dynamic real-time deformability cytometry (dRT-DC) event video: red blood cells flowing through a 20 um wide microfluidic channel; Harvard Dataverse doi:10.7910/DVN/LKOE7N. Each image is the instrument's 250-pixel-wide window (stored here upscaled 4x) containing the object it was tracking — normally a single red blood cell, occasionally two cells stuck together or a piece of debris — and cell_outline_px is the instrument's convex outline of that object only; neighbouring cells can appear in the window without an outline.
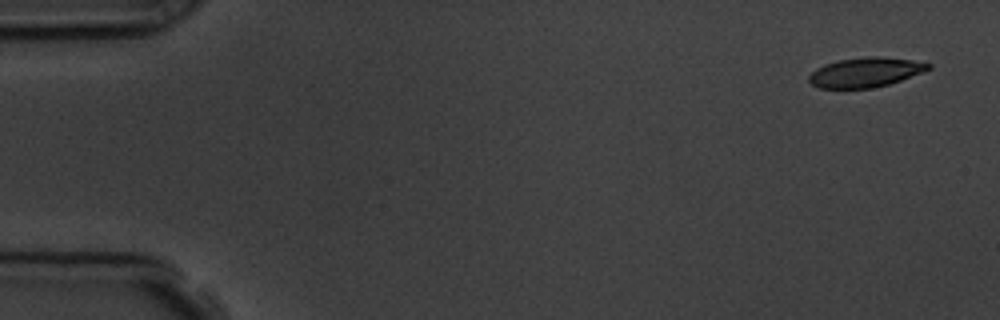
{"species": "common noctule bat (a hibernating species)", "species_latin": "Nyctalus noctula", "temperature_condition": "room temperature", "stored_images_in_passage": 4, "camera_frame_rate_fps": 3000, "um_per_image_px": 0.085, "animal": {"sex": "male", "body_mass_g": 19.5, "forearm_length_mm": 54.6}, "frame": {"image": 1, "passage_image": 1, "time_ms": 0.0, "image_size_px": [1000, 320], "cell_outline_px": [[932, 68], [900, 80], [888, 84], [872, 88], [820, 88], [812, 84], [808, 80], [808, 76], [816, 68], [824, 64], [840, 60], [868, 56], [880, 56], [912, 60], [932, 64]], "centroid_in_image_um": [73.55, 6.14], "position_along_channel_um": 11.5, "area_um2": 20.46}}